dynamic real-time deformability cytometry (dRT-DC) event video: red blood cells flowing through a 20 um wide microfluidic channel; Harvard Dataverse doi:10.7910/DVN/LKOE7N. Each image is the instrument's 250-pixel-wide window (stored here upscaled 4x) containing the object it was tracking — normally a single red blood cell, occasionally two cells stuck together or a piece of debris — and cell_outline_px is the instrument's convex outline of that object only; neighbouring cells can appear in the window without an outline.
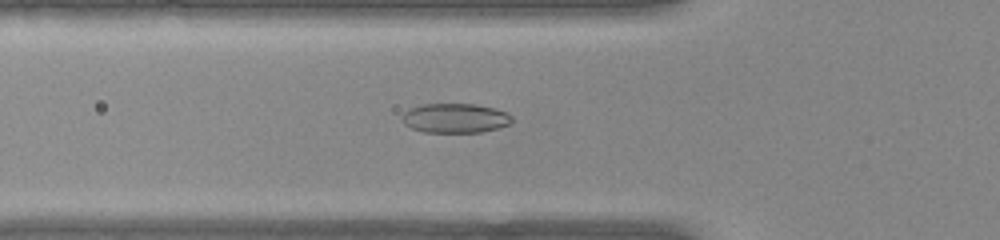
{"species": "common noctule bat (a hibernating species)", "species_latin": "Nyctalus noctula", "temperature_condition": "warm", "stored_images_in_passage": 51, "camera_frame_rate_fps": 3000, "um_per_image_px": 0.085, "animal": {"sex": "female", "body_mass_g": 22.0, "forearm_length_mm": 56.7}, "frame": {"image": 1, "passage_image": 17, "time_ms": 5.333, "image_size_px": [1000, 240], "cell_outline_px": [[512, 120], [508, 124], [496, 128], [480, 132], [424, 132], [412, 128], [404, 124], [400, 120], [400, 116], [404, 112], [412, 108], [424, 104], [476, 104], [496, 108], [508, 112], [512, 116]], "centroid_in_image_um": [38.68, 10.03], "position_along_channel_um": 87.1, "area_um2": 18.9}}
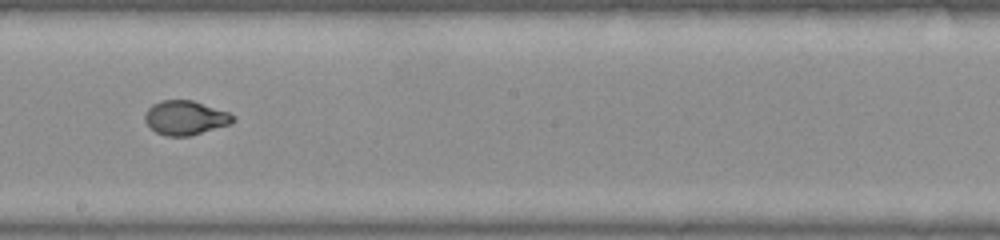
{"frame": {"image": 2, "passage_image": 28, "time_ms": 9.0, "image_size_px": [1000, 240], "cell_outline_px": [[236, 120], [232, 124], [188, 136], [164, 136], [156, 132], [144, 120], [144, 116], [148, 108], [152, 104], [160, 100], [192, 100], [228, 112], [236, 116]], "centroid_in_image_um": [15.77, 10.01], "position_along_channel_um": 232.4, "area_um2": 17.63}}
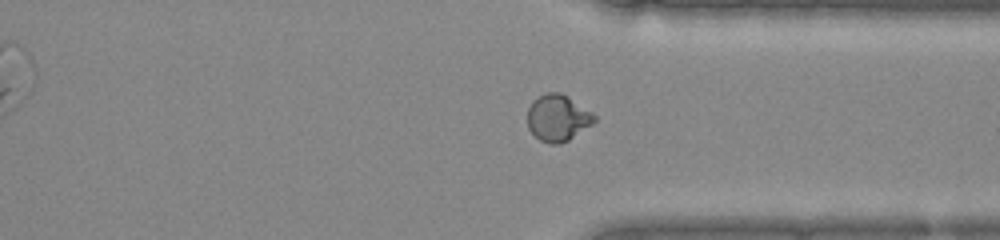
{"frame": {"image": 3, "passage_image": 38, "time_ms": 12.333, "image_size_px": [1000, 240], "cell_outline_px": [[596, 120], [592, 124], [568, 140], [560, 144], [552, 144], [540, 140], [528, 128], [528, 108], [532, 100], [548, 92], [560, 92], [568, 96], [592, 112], [596, 116]], "centroid_in_image_um": [47.41, 10.01], "position_along_channel_um": 364.0, "area_um2": 18.03}, "authors_computed_cell_mechanics": {"area_um2": 18.5538, "velocity_mm_per_s": 3.9559, "shape_relaxation_time_tau1_ms": 5.8806, "shape_relaxation_time_tau2_ms": null, "deformation_change_tau1": 0.227, "deformation_change_tau2": null}}